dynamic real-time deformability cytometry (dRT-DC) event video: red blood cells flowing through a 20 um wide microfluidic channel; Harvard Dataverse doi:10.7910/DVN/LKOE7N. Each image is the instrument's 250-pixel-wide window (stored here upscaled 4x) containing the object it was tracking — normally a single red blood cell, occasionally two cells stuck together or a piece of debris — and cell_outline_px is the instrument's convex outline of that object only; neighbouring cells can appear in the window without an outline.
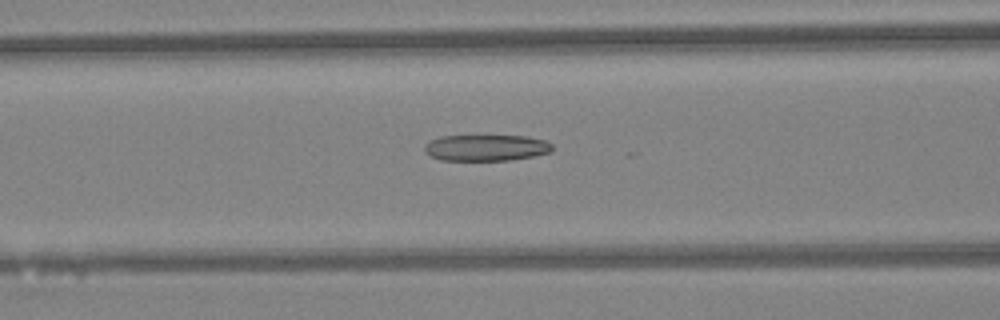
{"species": "Egyptian fruit bat (a non-hibernating species)", "species_latin": "Rousettus aegyptiacus", "temperature_condition": "warm", "stored_images_in_passage": 36, "camera_frame_rate_fps": 3000, "um_per_image_px": 0.085, "animal": {"sex": "female"}, "frame": {"image": 1, "passage_image": 15, "time_ms": 4.667, "image_size_px": [1000, 320], "cell_outline_px": [[552, 152], [512, 160], [440, 160], [424, 152], [424, 144], [440, 136], [524, 136], [544, 140], [552, 144]], "centroid_in_image_um": [41.31, 12.56], "position_along_channel_um": 125.3, "area_um2": 19.48}}
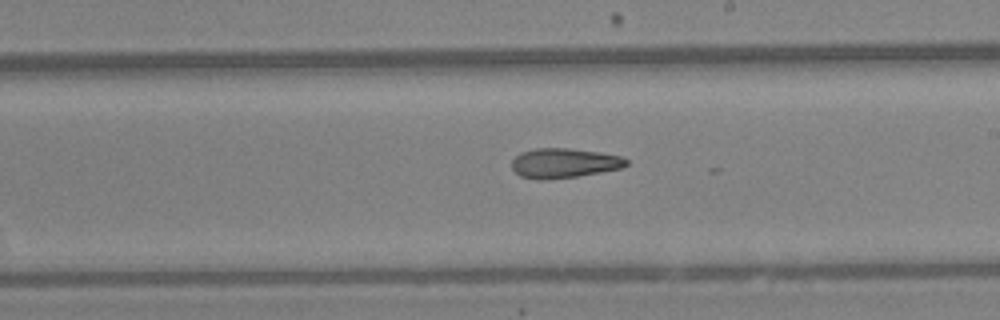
{"frame": {"image": 2, "passage_image": 23, "time_ms": 7.333, "image_size_px": [1000, 320], "cell_outline_px": [[628, 164], [624, 168], [576, 176], [544, 180], [536, 180], [520, 176], [512, 168], [512, 160], [520, 152], [536, 148], [568, 148], [596, 152], [620, 156], [628, 160]], "centroid_in_image_um": [47.92, 13.87], "position_along_channel_um": 241.1, "area_um2": 19.77}}
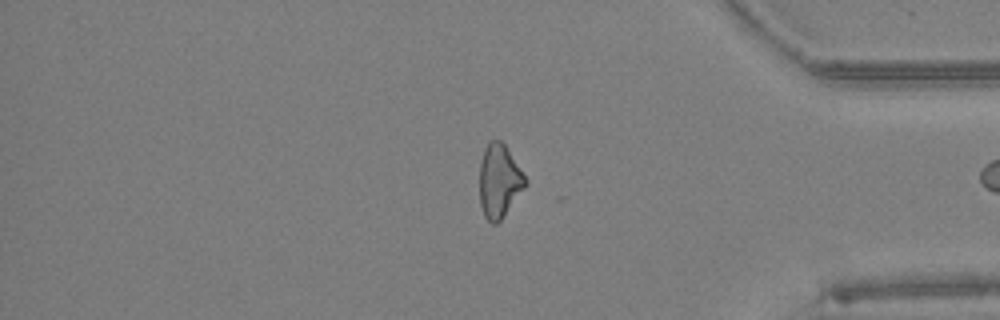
{"frame": {"image": 3, "passage_image": 35, "time_ms": 11.333, "image_size_px": [1000, 320], "cell_outline_px": [[528, 184], [504, 216], [496, 224], [492, 224], [484, 216], [480, 204], [480, 164], [484, 148], [488, 140], [500, 140], [504, 144], [528, 180]], "centroid_in_image_um": [42.44, 15.39], "position_along_channel_um": 392.8, "area_um2": 19.65}}